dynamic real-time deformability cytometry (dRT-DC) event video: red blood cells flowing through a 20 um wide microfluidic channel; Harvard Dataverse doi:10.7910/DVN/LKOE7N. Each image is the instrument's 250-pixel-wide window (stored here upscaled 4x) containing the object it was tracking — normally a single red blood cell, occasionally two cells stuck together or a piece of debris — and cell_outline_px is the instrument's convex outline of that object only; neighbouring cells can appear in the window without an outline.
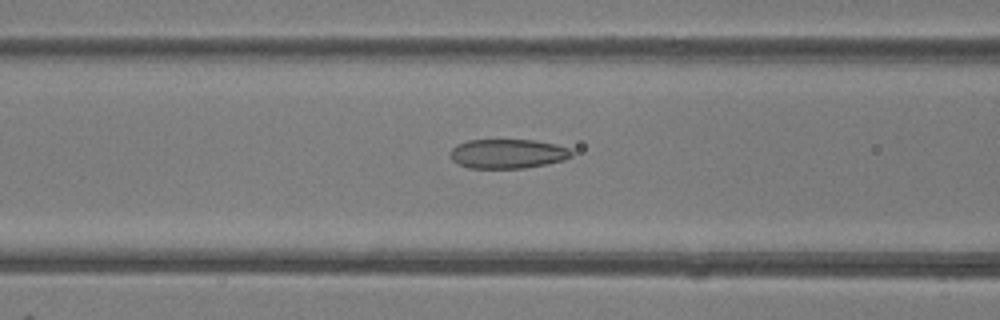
{"species": "common noctule bat (a hibernating species)", "species_latin": "Nyctalus noctula", "temperature_condition": "room temperature", "stored_images_in_passage": 44, "camera_frame_rate_fps": 3000, "um_per_image_px": 0.085, "animal": {"sex": "female"}, "frame": {"image": 1, "passage_image": 21, "time_ms": 6.667, "image_size_px": [1000, 320], "cell_outline_px": [[572, 152], [568, 156], [560, 160], [544, 164], [520, 168], [472, 168], [460, 164], [452, 156], [452, 148], [460, 144], [472, 140], [528, 140], [552, 144], [564, 148]], "centroid_in_image_um": [43.11, 13.07], "position_along_channel_um": 123.5, "area_um2": 19.65}}
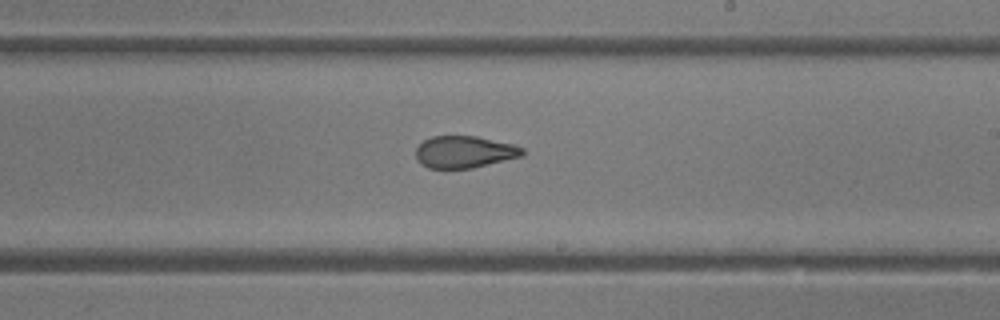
{"frame": {"image": 2, "passage_image": 30, "time_ms": 9.667, "image_size_px": [1000, 320], "cell_outline_px": [[524, 152], [520, 156], [468, 168], [432, 168], [424, 164], [416, 156], [416, 148], [424, 140], [436, 136], [472, 136], [508, 144], [524, 148]], "centroid_in_image_um": [39.43, 12.91], "position_along_channel_um": 249.6, "area_um2": 18.9}}
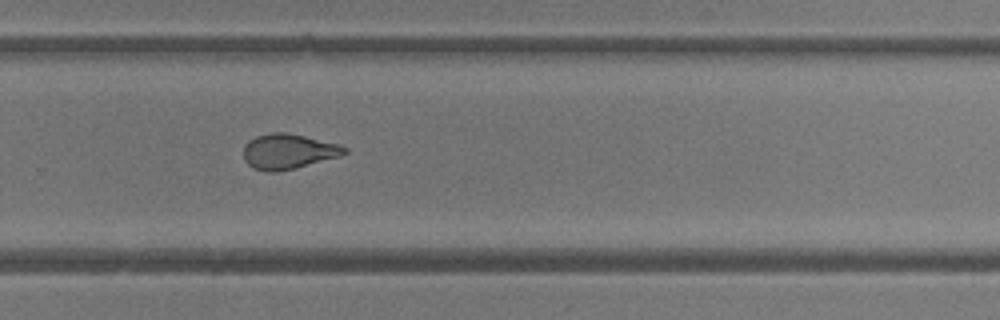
{"frame": {"image": 3, "passage_image": 34, "time_ms": 11.0, "image_size_px": [1000, 320], "cell_outline_px": [[348, 152], [336, 156], [292, 168], [256, 168], [248, 164], [244, 156], [244, 148], [256, 136], [280, 132], [300, 136], [336, 144], [344, 148]], "centroid_in_image_um": [24.48, 12.83], "position_along_channel_um": 305.3, "area_um2": 18.67}}